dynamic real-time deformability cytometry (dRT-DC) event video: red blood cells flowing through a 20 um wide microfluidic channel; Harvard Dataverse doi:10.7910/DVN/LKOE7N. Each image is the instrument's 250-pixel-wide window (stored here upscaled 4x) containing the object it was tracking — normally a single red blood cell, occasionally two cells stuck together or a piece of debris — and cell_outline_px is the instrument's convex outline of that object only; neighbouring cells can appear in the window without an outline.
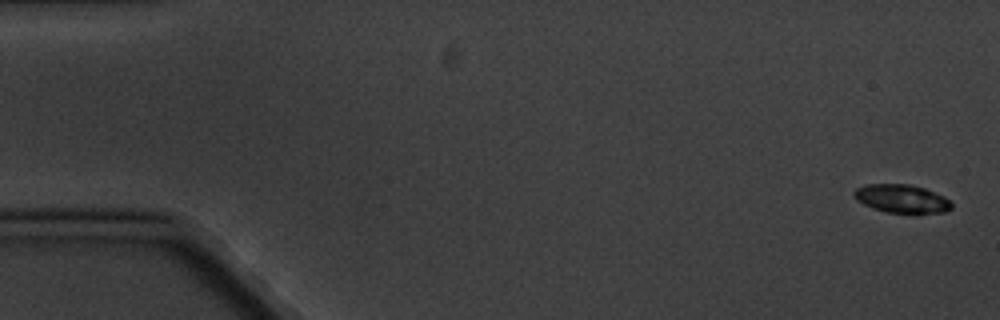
{"species": "common noctule bat (a hibernating species)", "species_latin": "Nyctalus noctula", "temperature_condition": "cold", "stored_images_in_passage": 10, "camera_frame_rate_fps": 3000, "um_per_image_px": 0.085, "animal": {"sex": "male", "body_mass_g": 20.1, "forearm_length_mm": 53.5}, "frame": {"image": 1, "passage_image": 1, "time_ms": 0.0, "image_size_px": [1000, 320], "cell_outline_px": [[952, 208], [944, 212], [912, 216], [888, 212], [872, 208], [856, 200], [852, 196], [852, 192], [856, 188], [868, 184], [908, 184], [924, 188], [944, 196], [952, 204]], "centroid_in_image_um": [76.65, 16.93], "position_along_channel_um": 8.3, "area_um2": 16.7}}
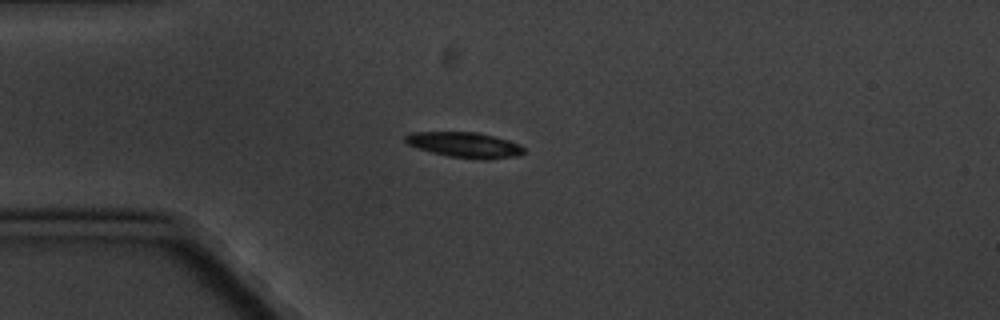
{"frame": {"image": 2, "passage_image": 5, "time_ms": 4.667, "image_size_px": [1000, 320], "cell_outline_px": [[524, 152], [520, 156], [488, 160], [484, 160], [448, 156], [432, 152], [408, 144], [404, 140], [404, 136], [412, 132], [476, 132], [508, 140], [520, 144], [524, 148]], "centroid_in_image_um": [39.54, 12.32], "position_along_channel_um": 45.5, "area_um2": 17.51}}